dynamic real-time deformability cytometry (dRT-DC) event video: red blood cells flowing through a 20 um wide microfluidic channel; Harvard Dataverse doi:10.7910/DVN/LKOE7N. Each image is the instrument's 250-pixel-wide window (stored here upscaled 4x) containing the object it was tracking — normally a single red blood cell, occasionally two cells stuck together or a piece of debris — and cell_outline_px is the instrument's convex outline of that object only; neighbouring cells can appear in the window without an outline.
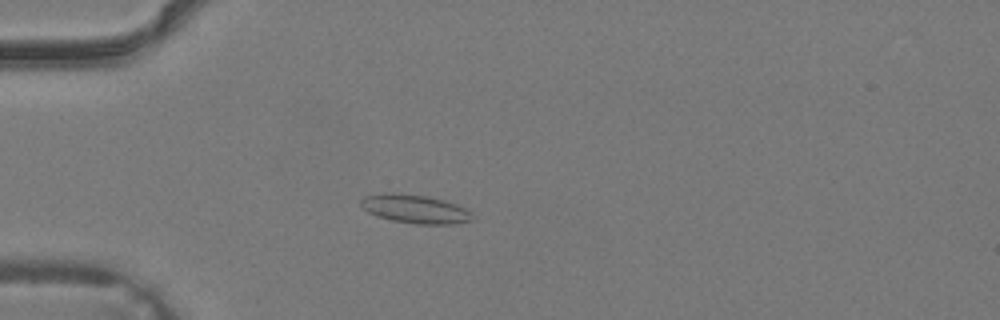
{"species": "common noctule bat (a hibernating species)", "species_latin": "Nyctalus noctula", "temperature_condition": "warm", "stored_images_in_passage": 36, "camera_frame_rate_fps": 3000, "um_per_image_px": 0.085, "animal": {"sex": "male", "body_mass_g": 19.2, "forearm_length_mm": 51.8}, "frame": {"image": 1, "passage_image": 9, "time_ms": 2.667, "image_size_px": [1000, 320], "cell_outline_px": [[472, 220], [452, 224], [416, 224], [392, 220], [376, 216], [368, 212], [360, 204], [360, 200], [364, 196], [388, 192], [392, 192], [428, 196], [444, 200], [456, 204], [472, 212]], "centroid_in_image_um": [35.26, 17.75], "position_along_channel_um": 49.7, "area_um2": 18.61}}
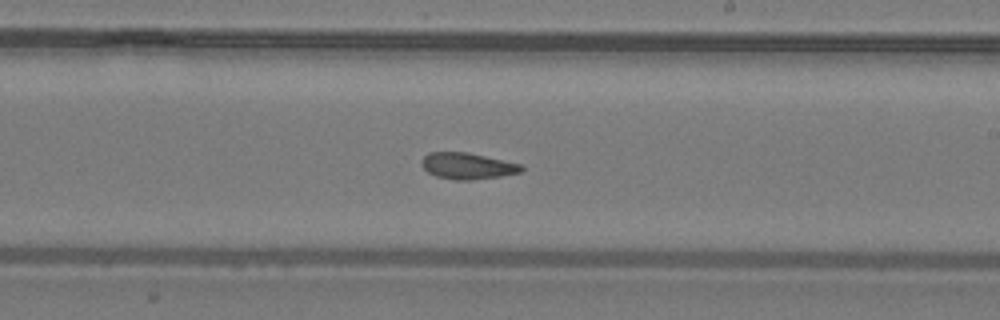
{"frame": {"image": 2, "passage_image": 21, "time_ms": 6.667, "image_size_px": [1000, 320], "cell_outline_px": [[524, 168], [520, 172], [500, 176], [472, 180], [456, 180], [436, 176], [428, 172], [424, 168], [420, 160], [428, 152], [468, 152], [520, 164]], "centroid_in_image_um": [39.7, 14.1], "position_along_channel_um": 249.3, "area_um2": 15.2}}
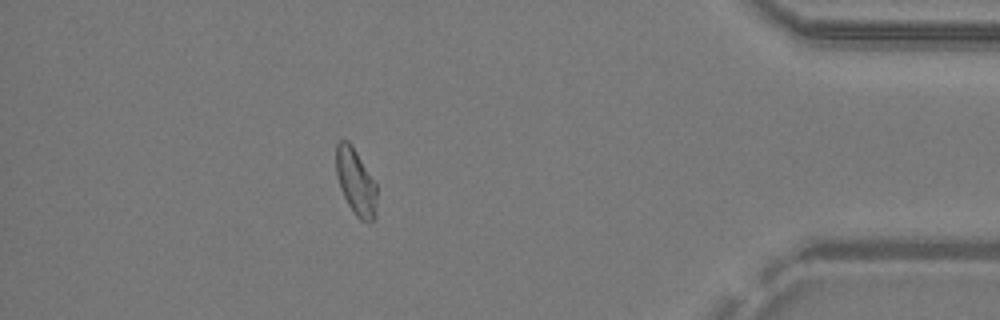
{"frame": {"image": 3, "passage_image": 32, "time_ms": 10.333, "image_size_px": [1000, 320], "cell_outline_px": [[376, 220], [360, 220], [352, 212], [340, 188], [336, 176], [336, 144], [340, 140], [348, 140], [356, 152], [376, 184]], "centroid_in_image_um": [30.22, 15.48], "position_along_channel_um": 405.0, "area_um2": 15.61}}